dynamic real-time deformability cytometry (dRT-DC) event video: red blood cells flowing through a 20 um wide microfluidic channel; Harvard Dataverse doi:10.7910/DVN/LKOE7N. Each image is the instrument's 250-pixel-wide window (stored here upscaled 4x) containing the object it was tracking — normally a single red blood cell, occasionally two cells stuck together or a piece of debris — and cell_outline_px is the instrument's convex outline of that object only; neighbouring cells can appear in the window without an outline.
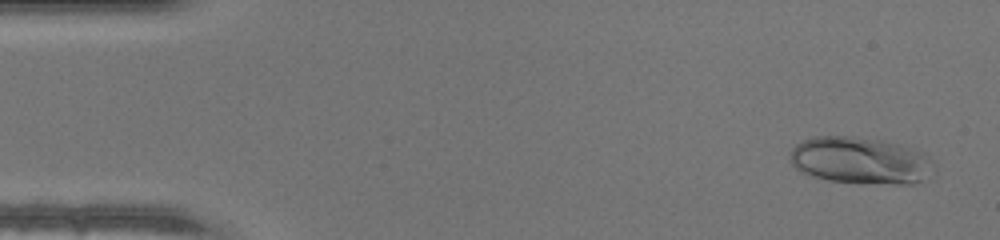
{"species": "human", "species_latin": "Homo sapiens", "temperature_condition": "warm", "stored_images_in_passage": 47, "camera_frame_rate_fps": 3000, "um_per_image_px": 0.085, "donor": {"sex": "male"}, "frame": {"image": 1, "passage_image": 3, "time_ms": 0.667, "image_size_px": [1000, 240], "cell_outline_px": [[924, 152], [920, 180], [912, 184], [896, 184], [828, 180], [812, 176], [800, 172], [792, 164], [792, 148], [796, 144], [804, 140], [816, 136], [844, 136], [880, 140], [912, 148]], "centroid_in_image_um": [72.91, 13.62], "position_along_channel_um": 12.1, "area_um2": 37.28}}
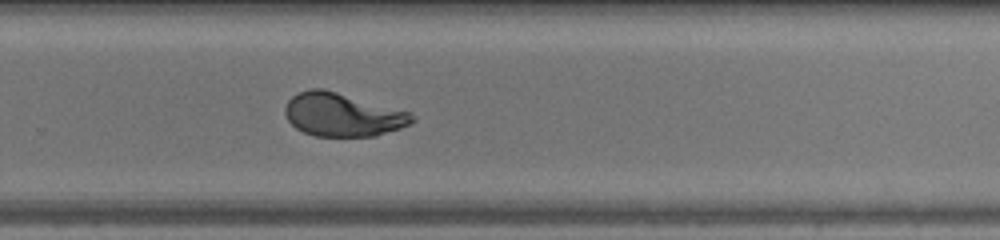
{"frame": {"image": 2, "passage_image": 31, "time_ms": 10.0, "image_size_px": [1000, 240], "cell_outline_px": [[416, 120], [400, 128], [376, 136], [316, 136], [304, 132], [296, 128], [288, 120], [284, 112], [284, 108], [288, 100], [292, 96], [308, 88], [324, 88], [408, 112], [416, 116]], "centroid_in_image_um": [29.09, 9.75], "position_along_channel_um": 300.7, "area_um2": 31.91}}
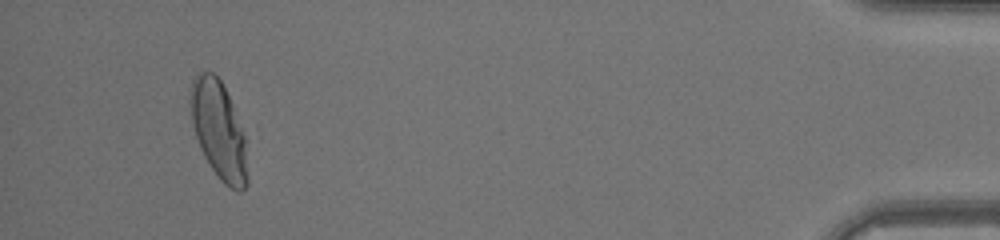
{"frame": {"image": 3, "passage_image": 44, "time_ms": 14.333, "image_size_px": [1000, 240], "cell_outline_px": [[248, 180], [244, 188], [240, 192], [228, 188], [220, 180], [204, 156], [200, 148], [196, 136], [192, 120], [188, 100], [188, 88], [196, 72], [212, 72], [220, 80], [232, 104], [244, 136], [248, 176]], "centroid_in_image_um": [18.55, 11.05], "position_along_channel_um": 416.6, "area_um2": 32.48}}